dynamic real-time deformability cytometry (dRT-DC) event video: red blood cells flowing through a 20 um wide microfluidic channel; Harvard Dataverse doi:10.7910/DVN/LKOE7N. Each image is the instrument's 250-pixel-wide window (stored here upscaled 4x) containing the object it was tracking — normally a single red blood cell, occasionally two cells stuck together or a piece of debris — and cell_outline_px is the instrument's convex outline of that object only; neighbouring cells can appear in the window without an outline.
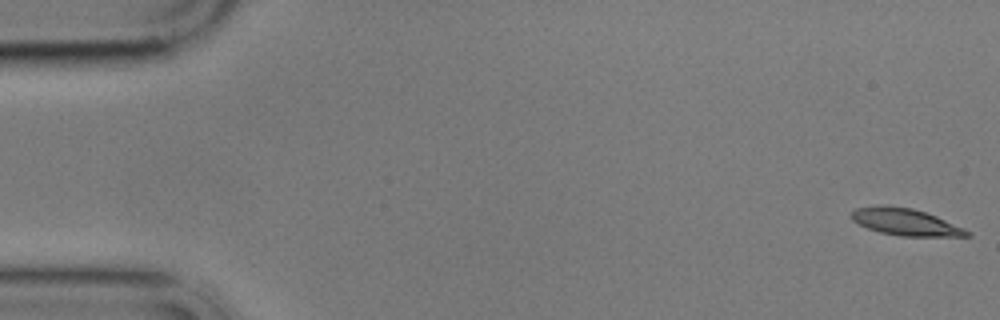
{"species": "common noctule bat (a hibernating species)", "species_latin": "Nyctalus noctula", "temperature_condition": "cold", "stored_images_in_passage": 4, "camera_frame_rate_fps": 3000, "um_per_image_px": 0.085, "animal": {"sex": "male", "body_mass_g": 17.9}, "frame": {"image": 1, "passage_image": 1, "time_ms": 0.0, "image_size_px": [1000, 320], "cell_outline_px": [[972, 236], [900, 236], [880, 232], [868, 228], [852, 220], [852, 212], [856, 208], [880, 204], [884, 204], [912, 208], [936, 216], [964, 228], [972, 232]], "centroid_in_image_um": [76.97, 18.86], "position_along_channel_um": 8.0, "area_um2": 18.09}}
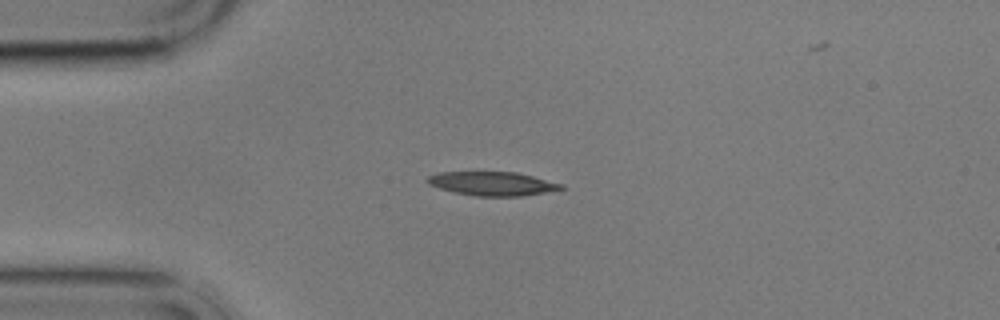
{"frame": {"image": 2, "passage_image": 4, "time_ms": 4.333, "image_size_px": [1000, 320], "cell_outline_px": [[564, 188], [524, 196], [476, 196], [452, 192], [428, 184], [424, 180], [428, 176], [440, 172], [516, 172], [564, 184]], "centroid_in_image_um": [41.81, 15.61], "position_along_channel_um": 43.2, "area_um2": 18.55}}